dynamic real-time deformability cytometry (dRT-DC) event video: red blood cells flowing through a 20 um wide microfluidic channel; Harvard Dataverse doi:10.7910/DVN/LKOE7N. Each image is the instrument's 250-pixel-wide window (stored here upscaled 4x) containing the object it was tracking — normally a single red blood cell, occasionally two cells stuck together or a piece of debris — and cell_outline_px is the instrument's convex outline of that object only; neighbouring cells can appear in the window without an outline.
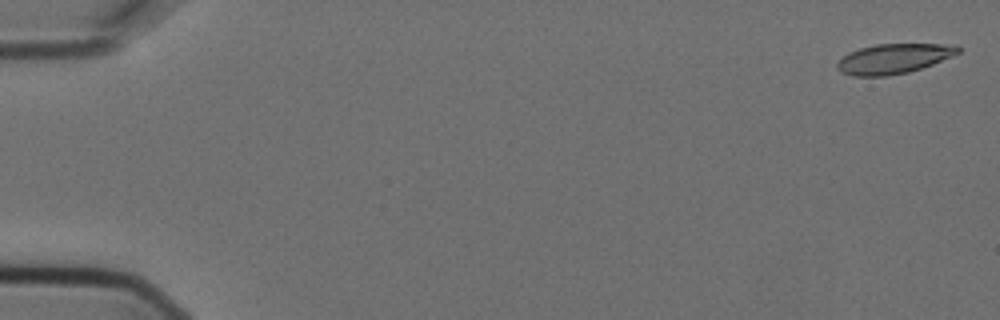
{"species": "Egyptian fruit bat (a non-hibernating species)", "species_latin": "Rousettus aegyptiacus", "temperature_condition": "cold", "stored_images_in_passage": 7, "camera_frame_rate_fps": 3000, "um_per_image_px": 0.085, "animal": {"sex": "female"}, "frame": {"image": 1, "passage_image": 1, "time_ms": 0.0, "image_size_px": [1000, 320], "cell_outline_px": [[960, 52], [952, 56], [932, 64], [908, 72], [884, 76], [852, 76], [840, 72], [836, 68], [836, 64], [848, 52], [860, 48], [876, 44], [956, 44], [960, 48]], "centroid_in_image_um": [75.94, 4.98], "position_along_channel_um": 9.1, "area_um2": 20.98}}
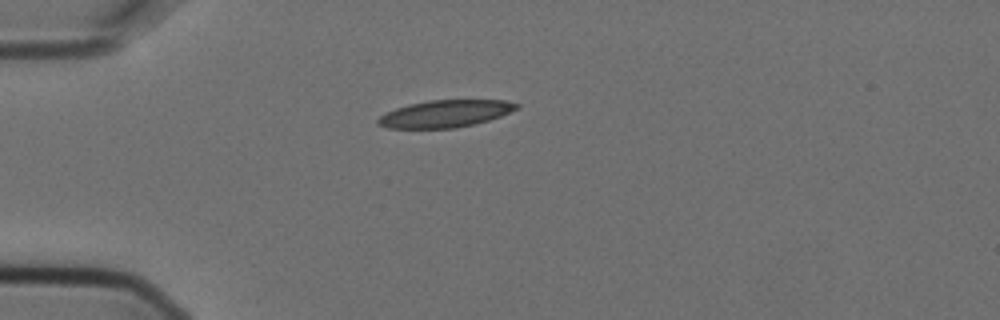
{"frame": {"image": 2, "passage_image": 5, "time_ms": 1.333, "image_size_px": [1000, 320], "cell_outline_px": [[520, 108], [500, 116], [488, 120], [456, 128], [388, 128], [376, 124], [376, 120], [380, 116], [396, 108], [408, 104], [428, 100], [504, 100], [520, 104]], "centroid_in_image_um": [37.84, 9.66], "position_along_channel_um": 47.2, "area_um2": 21.91}}
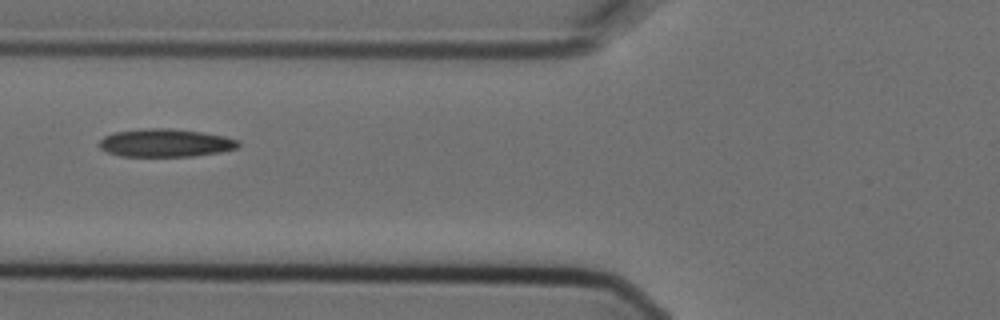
{"frame": {"image": 3, "passage_image": 7, "time_ms": 2.0, "image_size_px": [1000, 320], "cell_outline_px": [[240, 144], [236, 148], [220, 152], [192, 156], [120, 156], [108, 152], [100, 148], [96, 144], [104, 136], [112, 132], [148, 128], [172, 128], [200, 132], [224, 136], [240, 140]], "centroid_in_image_um": [14.03, 12.14], "position_along_channel_um": 111.8, "area_um2": 22.77}}